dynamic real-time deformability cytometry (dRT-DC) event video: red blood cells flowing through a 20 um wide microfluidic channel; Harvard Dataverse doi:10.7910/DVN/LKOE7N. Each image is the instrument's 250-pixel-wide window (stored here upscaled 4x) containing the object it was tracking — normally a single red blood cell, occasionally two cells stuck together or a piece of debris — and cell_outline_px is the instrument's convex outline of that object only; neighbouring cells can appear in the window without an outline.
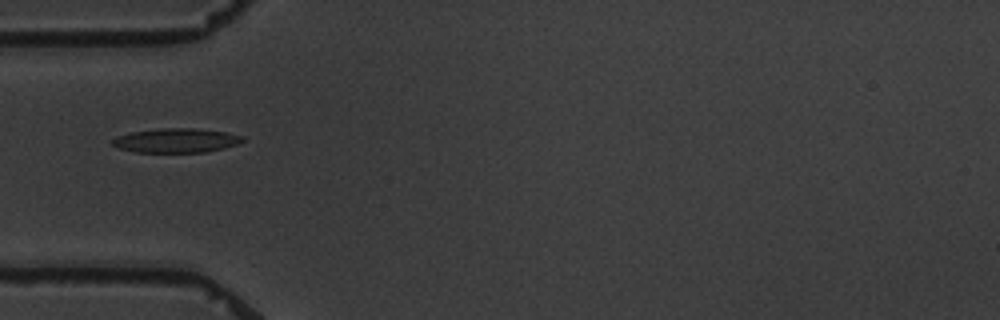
{"species": "common noctule bat (a hibernating species)", "species_latin": "Nyctalus noctula", "temperature_condition": "warm", "stored_images_in_passage": 11, "camera_frame_rate_fps": 3000, "um_per_image_px": 0.085, "animal": {"sex": "male", "body_mass_g": 19.5, "forearm_length_mm": 54.6}, "frame": {"image": 1, "passage_image": 1, "time_ms": 0.0, "image_size_px": [1000, 320], "cell_outline_px": [[244, 140], [236, 144], [224, 148], [204, 152], [136, 152], [120, 148], [112, 144], [112, 140], [116, 136], [132, 132], [160, 128], [192, 128], [224, 132], [244, 136]], "centroid_in_image_um": [14.97, 11.94], "position_along_channel_um": 70.0, "area_um2": 18.21}}
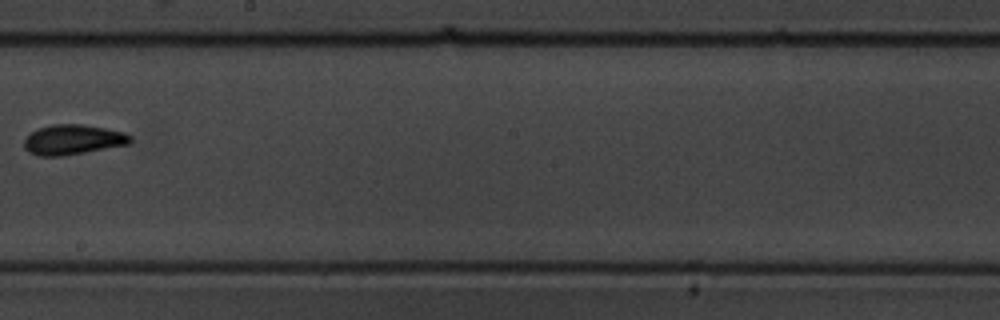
{"frame": {"image": 2, "passage_image": 5, "time_ms": 5.0, "image_size_px": [1000, 320], "cell_outline_px": [[132, 140], [128, 144], [84, 152], [60, 156], [36, 156], [28, 152], [24, 148], [24, 140], [32, 132], [40, 128], [52, 124], [80, 124], [104, 128], [124, 132], [132, 136]], "centroid_in_image_um": [6.18, 11.87], "position_along_channel_um": 242.0, "area_um2": 18.38}}
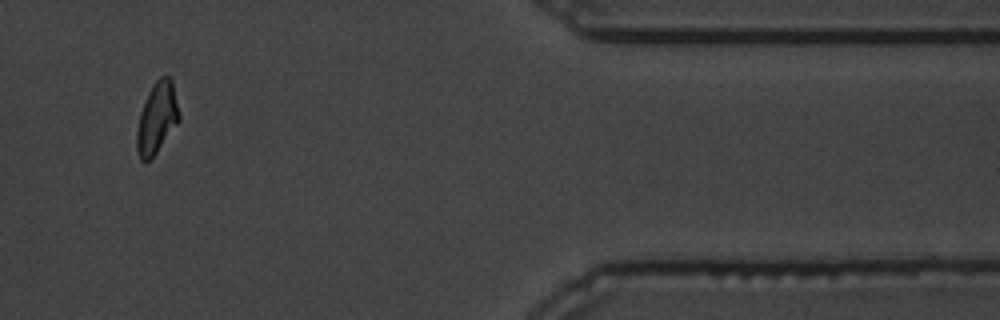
{"frame": {"image": 3, "passage_image": 10, "time_ms": 10.667, "image_size_px": [1000, 320], "cell_outline_px": [[180, 120], [156, 152], [148, 160], [140, 160], [136, 148], [136, 132], [140, 112], [148, 92], [156, 80], [160, 76], [168, 76], [172, 80], [180, 112]], "centroid_in_image_um": [13.34, 10.0], "position_along_channel_um": 398.1, "area_um2": 17.46}}